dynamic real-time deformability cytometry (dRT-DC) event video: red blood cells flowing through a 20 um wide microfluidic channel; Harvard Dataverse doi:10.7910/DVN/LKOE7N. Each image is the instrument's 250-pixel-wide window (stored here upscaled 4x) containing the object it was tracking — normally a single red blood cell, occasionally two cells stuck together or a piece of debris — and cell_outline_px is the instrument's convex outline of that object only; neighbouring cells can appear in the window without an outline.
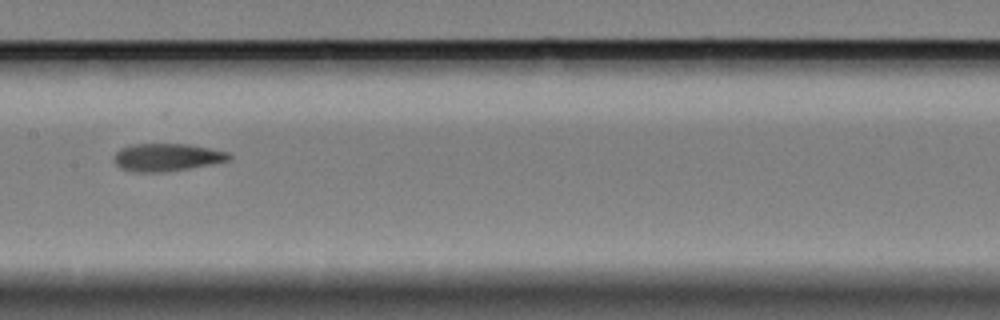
{"species": "Egyptian fruit bat (a non-hibernating species)", "species_latin": "Rousettus aegyptiacus", "temperature_condition": "cold", "stored_images_in_passage": 11, "segment_of_instrument_passage": [1, 2], "camera_frame_rate_fps": 3000, "um_per_image_px": 0.085, "animal": {"sex": "female"}, "frame": {"image": 1, "passage_image": 10, "time_ms": 11.333, "image_size_px": [1000, 320], "cell_outline_px": [[232, 156], [228, 160], [188, 168], [160, 172], [132, 172], [120, 168], [112, 160], [112, 156], [120, 148], [136, 144], [188, 144], [228, 152]], "centroid_in_image_um": [14.1, 13.37], "position_along_channel_um": 193.3, "area_um2": 18.38}}